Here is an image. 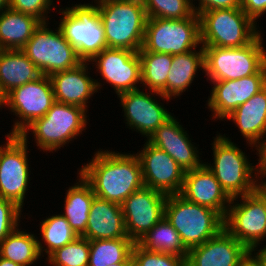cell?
<instances>
[{"instance_id":"f35d334b","label":"cell","mask_w":266,"mask_h":266,"mask_svg":"<svg viewBox=\"0 0 266 266\" xmlns=\"http://www.w3.org/2000/svg\"><path fill=\"white\" fill-rule=\"evenodd\" d=\"M194 1L191 0V3L194 12L197 15L215 9L240 8V0H198V7L193 4Z\"/></svg>"},{"instance_id":"9c48e42d","label":"cell","mask_w":266,"mask_h":266,"mask_svg":"<svg viewBox=\"0 0 266 266\" xmlns=\"http://www.w3.org/2000/svg\"><path fill=\"white\" fill-rule=\"evenodd\" d=\"M200 18L193 14L184 19L148 18L142 48L138 52L183 54L198 48Z\"/></svg>"},{"instance_id":"5b68a950","label":"cell","mask_w":266,"mask_h":266,"mask_svg":"<svg viewBox=\"0 0 266 266\" xmlns=\"http://www.w3.org/2000/svg\"><path fill=\"white\" fill-rule=\"evenodd\" d=\"M86 113L80 106L55 101L43 117L34 120L19 136L28 139L30 131L39 149L56 152L86 130L89 120Z\"/></svg>"},{"instance_id":"7402d4cb","label":"cell","mask_w":266,"mask_h":266,"mask_svg":"<svg viewBox=\"0 0 266 266\" xmlns=\"http://www.w3.org/2000/svg\"><path fill=\"white\" fill-rule=\"evenodd\" d=\"M88 61L76 67L52 74L50 77L55 101L80 106L87 110L88 100L101 88V83L88 74Z\"/></svg>"},{"instance_id":"f6af8a7d","label":"cell","mask_w":266,"mask_h":266,"mask_svg":"<svg viewBox=\"0 0 266 266\" xmlns=\"http://www.w3.org/2000/svg\"><path fill=\"white\" fill-rule=\"evenodd\" d=\"M9 8V0H0V12Z\"/></svg>"},{"instance_id":"1f68e13d","label":"cell","mask_w":266,"mask_h":266,"mask_svg":"<svg viewBox=\"0 0 266 266\" xmlns=\"http://www.w3.org/2000/svg\"><path fill=\"white\" fill-rule=\"evenodd\" d=\"M135 242L130 238L101 239L89 241L88 266H108L123 261H133Z\"/></svg>"},{"instance_id":"f1b7e54d","label":"cell","mask_w":266,"mask_h":266,"mask_svg":"<svg viewBox=\"0 0 266 266\" xmlns=\"http://www.w3.org/2000/svg\"><path fill=\"white\" fill-rule=\"evenodd\" d=\"M18 227L0 242V257L21 266H31L40 259L38 237Z\"/></svg>"},{"instance_id":"5bb4252c","label":"cell","mask_w":266,"mask_h":266,"mask_svg":"<svg viewBox=\"0 0 266 266\" xmlns=\"http://www.w3.org/2000/svg\"><path fill=\"white\" fill-rule=\"evenodd\" d=\"M166 199V194L144 186L121 204L130 239L138 242L164 217Z\"/></svg>"},{"instance_id":"e575fe53","label":"cell","mask_w":266,"mask_h":266,"mask_svg":"<svg viewBox=\"0 0 266 266\" xmlns=\"http://www.w3.org/2000/svg\"><path fill=\"white\" fill-rule=\"evenodd\" d=\"M148 18L184 19L195 12L191 0H142Z\"/></svg>"},{"instance_id":"6da1fadb","label":"cell","mask_w":266,"mask_h":266,"mask_svg":"<svg viewBox=\"0 0 266 266\" xmlns=\"http://www.w3.org/2000/svg\"><path fill=\"white\" fill-rule=\"evenodd\" d=\"M79 173L91 185L95 196L120 205L145 186L141 164L134 153L98 150Z\"/></svg>"},{"instance_id":"d590c367","label":"cell","mask_w":266,"mask_h":266,"mask_svg":"<svg viewBox=\"0 0 266 266\" xmlns=\"http://www.w3.org/2000/svg\"><path fill=\"white\" fill-rule=\"evenodd\" d=\"M134 266H187L186 258L148 251L135 242L132 249Z\"/></svg>"},{"instance_id":"f546056e","label":"cell","mask_w":266,"mask_h":266,"mask_svg":"<svg viewBox=\"0 0 266 266\" xmlns=\"http://www.w3.org/2000/svg\"><path fill=\"white\" fill-rule=\"evenodd\" d=\"M137 243L148 251L187 258L188 250L182 243L179 233L165 217H163Z\"/></svg>"},{"instance_id":"836d02e7","label":"cell","mask_w":266,"mask_h":266,"mask_svg":"<svg viewBox=\"0 0 266 266\" xmlns=\"http://www.w3.org/2000/svg\"><path fill=\"white\" fill-rule=\"evenodd\" d=\"M89 253V240L79 236L74 241L57 249L46 259L48 264L53 266H88Z\"/></svg>"},{"instance_id":"d6a6232c","label":"cell","mask_w":266,"mask_h":266,"mask_svg":"<svg viewBox=\"0 0 266 266\" xmlns=\"http://www.w3.org/2000/svg\"><path fill=\"white\" fill-rule=\"evenodd\" d=\"M39 229L43 242L47 247L45 248V245L42 246L43 243L38 240L39 253L43 257V252L47 253L46 255L49 257L57 249L79 237L62 214H54L42 220Z\"/></svg>"},{"instance_id":"cb8c5ba5","label":"cell","mask_w":266,"mask_h":266,"mask_svg":"<svg viewBox=\"0 0 266 266\" xmlns=\"http://www.w3.org/2000/svg\"><path fill=\"white\" fill-rule=\"evenodd\" d=\"M226 119L236 124L249 146L256 147L258 152V148L266 141V87L241 104Z\"/></svg>"},{"instance_id":"ba28073f","label":"cell","mask_w":266,"mask_h":266,"mask_svg":"<svg viewBox=\"0 0 266 266\" xmlns=\"http://www.w3.org/2000/svg\"><path fill=\"white\" fill-rule=\"evenodd\" d=\"M232 198L224 218V229L249 251L256 248L266 236V188ZM237 201V202H235ZM261 241V243H260Z\"/></svg>"},{"instance_id":"7bdbcfd3","label":"cell","mask_w":266,"mask_h":266,"mask_svg":"<svg viewBox=\"0 0 266 266\" xmlns=\"http://www.w3.org/2000/svg\"><path fill=\"white\" fill-rule=\"evenodd\" d=\"M241 266H261L257 260L250 254L242 263Z\"/></svg>"},{"instance_id":"8fae6325","label":"cell","mask_w":266,"mask_h":266,"mask_svg":"<svg viewBox=\"0 0 266 266\" xmlns=\"http://www.w3.org/2000/svg\"><path fill=\"white\" fill-rule=\"evenodd\" d=\"M59 13L63 17L58 26L82 61L89 62L107 48L99 13L90 3L75 4L65 10L60 8Z\"/></svg>"},{"instance_id":"8d00e7d4","label":"cell","mask_w":266,"mask_h":266,"mask_svg":"<svg viewBox=\"0 0 266 266\" xmlns=\"http://www.w3.org/2000/svg\"><path fill=\"white\" fill-rule=\"evenodd\" d=\"M22 209L13 201L0 197V242L19 227Z\"/></svg>"},{"instance_id":"9a60e30c","label":"cell","mask_w":266,"mask_h":266,"mask_svg":"<svg viewBox=\"0 0 266 266\" xmlns=\"http://www.w3.org/2000/svg\"><path fill=\"white\" fill-rule=\"evenodd\" d=\"M137 89L118 95L120 104L124 111L125 122L131 129H136L147 140L172 114L168 112L155 95L162 100H170L159 92H143ZM153 95V96H152ZM161 104V105H160Z\"/></svg>"},{"instance_id":"ee69618b","label":"cell","mask_w":266,"mask_h":266,"mask_svg":"<svg viewBox=\"0 0 266 266\" xmlns=\"http://www.w3.org/2000/svg\"><path fill=\"white\" fill-rule=\"evenodd\" d=\"M0 266H21V265L16 264L6 258L0 257Z\"/></svg>"},{"instance_id":"ab89813d","label":"cell","mask_w":266,"mask_h":266,"mask_svg":"<svg viewBox=\"0 0 266 266\" xmlns=\"http://www.w3.org/2000/svg\"><path fill=\"white\" fill-rule=\"evenodd\" d=\"M240 8L255 23L266 12V0H240Z\"/></svg>"},{"instance_id":"52a82bcc","label":"cell","mask_w":266,"mask_h":266,"mask_svg":"<svg viewBox=\"0 0 266 266\" xmlns=\"http://www.w3.org/2000/svg\"><path fill=\"white\" fill-rule=\"evenodd\" d=\"M261 34L238 48L203 47L205 76L210 81L238 80L258 73L266 65Z\"/></svg>"},{"instance_id":"83f0119b","label":"cell","mask_w":266,"mask_h":266,"mask_svg":"<svg viewBox=\"0 0 266 266\" xmlns=\"http://www.w3.org/2000/svg\"><path fill=\"white\" fill-rule=\"evenodd\" d=\"M198 69H203V72L205 69L202 45L198 51L194 49L183 54L173 55L167 77V98H176L185 92L196 77Z\"/></svg>"},{"instance_id":"ac0fdd59","label":"cell","mask_w":266,"mask_h":266,"mask_svg":"<svg viewBox=\"0 0 266 266\" xmlns=\"http://www.w3.org/2000/svg\"><path fill=\"white\" fill-rule=\"evenodd\" d=\"M208 109L214 119L225 120L236 108L266 87V65L256 74L238 80L211 81Z\"/></svg>"},{"instance_id":"bcb514c9","label":"cell","mask_w":266,"mask_h":266,"mask_svg":"<svg viewBox=\"0 0 266 266\" xmlns=\"http://www.w3.org/2000/svg\"><path fill=\"white\" fill-rule=\"evenodd\" d=\"M108 266H134L133 261H123L121 263H116L113 265H108Z\"/></svg>"},{"instance_id":"60d3db41","label":"cell","mask_w":266,"mask_h":266,"mask_svg":"<svg viewBox=\"0 0 266 266\" xmlns=\"http://www.w3.org/2000/svg\"><path fill=\"white\" fill-rule=\"evenodd\" d=\"M258 166H259V177L258 178H266V141L258 148ZM259 179L260 187L266 188V180ZM264 180V181H263ZM261 181V182H260Z\"/></svg>"},{"instance_id":"e0dca14e","label":"cell","mask_w":266,"mask_h":266,"mask_svg":"<svg viewBox=\"0 0 266 266\" xmlns=\"http://www.w3.org/2000/svg\"><path fill=\"white\" fill-rule=\"evenodd\" d=\"M137 156L146 187L166 195L179 194L183 187L185 171L164 150L145 142Z\"/></svg>"},{"instance_id":"30bf717a","label":"cell","mask_w":266,"mask_h":266,"mask_svg":"<svg viewBox=\"0 0 266 266\" xmlns=\"http://www.w3.org/2000/svg\"><path fill=\"white\" fill-rule=\"evenodd\" d=\"M48 24L41 23L21 49L45 76L72 69L82 62L62 30L57 27L54 32Z\"/></svg>"},{"instance_id":"d4e9b609","label":"cell","mask_w":266,"mask_h":266,"mask_svg":"<svg viewBox=\"0 0 266 266\" xmlns=\"http://www.w3.org/2000/svg\"><path fill=\"white\" fill-rule=\"evenodd\" d=\"M41 75L36 65L21 49L0 50V89L5 96Z\"/></svg>"},{"instance_id":"ffe728a7","label":"cell","mask_w":266,"mask_h":266,"mask_svg":"<svg viewBox=\"0 0 266 266\" xmlns=\"http://www.w3.org/2000/svg\"><path fill=\"white\" fill-rule=\"evenodd\" d=\"M179 123L175 116H171L147 141L164 150L185 172L200 168L204 163L199 159L198 148L191 143L187 131Z\"/></svg>"},{"instance_id":"603a6c76","label":"cell","mask_w":266,"mask_h":266,"mask_svg":"<svg viewBox=\"0 0 266 266\" xmlns=\"http://www.w3.org/2000/svg\"><path fill=\"white\" fill-rule=\"evenodd\" d=\"M82 237L89 241L129 238L121 205L95 196Z\"/></svg>"},{"instance_id":"44dd1931","label":"cell","mask_w":266,"mask_h":266,"mask_svg":"<svg viewBox=\"0 0 266 266\" xmlns=\"http://www.w3.org/2000/svg\"><path fill=\"white\" fill-rule=\"evenodd\" d=\"M179 194L190 202L217 211L223 218L231 202V198L205 164L185 172L183 187Z\"/></svg>"},{"instance_id":"2e32d148","label":"cell","mask_w":266,"mask_h":266,"mask_svg":"<svg viewBox=\"0 0 266 266\" xmlns=\"http://www.w3.org/2000/svg\"><path fill=\"white\" fill-rule=\"evenodd\" d=\"M89 62H95L105 83L113 86L117 95L139 89L141 62L138 52L127 49L105 48Z\"/></svg>"},{"instance_id":"7c38bea8","label":"cell","mask_w":266,"mask_h":266,"mask_svg":"<svg viewBox=\"0 0 266 266\" xmlns=\"http://www.w3.org/2000/svg\"><path fill=\"white\" fill-rule=\"evenodd\" d=\"M55 102L54 91L49 76L41 75L10 91L5 96V106L19 120L14 123L12 132L7 135H20L34 120L43 117Z\"/></svg>"},{"instance_id":"7dc6e473","label":"cell","mask_w":266,"mask_h":266,"mask_svg":"<svg viewBox=\"0 0 266 266\" xmlns=\"http://www.w3.org/2000/svg\"><path fill=\"white\" fill-rule=\"evenodd\" d=\"M2 106H5V95H4V93L0 89V108Z\"/></svg>"},{"instance_id":"484cf974","label":"cell","mask_w":266,"mask_h":266,"mask_svg":"<svg viewBox=\"0 0 266 266\" xmlns=\"http://www.w3.org/2000/svg\"><path fill=\"white\" fill-rule=\"evenodd\" d=\"M42 22L10 8L0 12V50H20Z\"/></svg>"},{"instance_id":"d6986e66","label":"cell","mask_w":266,"mask_h":266,"mask_svg":"<svg viewBox=\"0 0 266 266\" xmlns=\"http://www.w3.org/2000/svg\"><path fill=\"white\" fill-rule=\"evenodd\" d=\"M250 251L225 229L187 252V266H241Z\"/></svg>"},{"instance_id":"277c9868","label":"cell","mask_w":266,"mask_h":266,"mask_svg":"<svg viewBox=\"0 0 266 266\" xmlns=\"http://www.w3.org/2000/svg\"><path fill=\"white\" fill-rule=\"evenodd\" d=\"M164 217L179 233L187 250L203 244L224 229V218L217 211L190 202L180 194L167 195Z\"/></svg>"},{"instance_id":"4dcf8cb0","label":"cell","mask_w":266,"mask_h":266,"mask_svg":"<svg viewBox=\"0 0 266 266\" xmlns=\"http://www.w3.org/2000/svg\"><path fill=\"white\" fill-rule=\"evenodd\" d=\"M141 62V84L150 91L167 97V77L173 55L154 52H138Z\"/></svg>"},{"instance_id":"4fadbf2b","label":"cell","mask_w":266,"mask_h":266,"mask_svg":"<svg viewBox=\"0 0 266 266\" xmlns=\"http://www.w3.org/2000/svg\"><path fill=\"white\" fill-rule=\"evenodd\" d=\"M6 144L0 146V197L24 205L30 179L28 140L19 135H6Z\"/></svg>"},{"instance_id":"74e56055","label":"cell","mask_w":266,"mask_h":266,"mask_svg":"<svg viewBox=\"0 0 266 266\" xmlns=\"http://www.w3.org/2000/svg\"><path fill=\"white\" fill-rule=\"evenodd\" d=\"M53 4V0H9L10 9L32 15L42 23L48 22L47 14Z\"/></svg>"},{"instance_id":"4316f807","label":"cell","mask_w":266,"mask_h":266,"mask_svg":"<svg viewBox=\"0 0 266 266\" xmlns=\"http://www.w3.org/2000/svg\"><path fill=\"white\" fill-rule=\"evenodd\" d=\"M79 179L69 187L65 196L64 213L62 214L78 236H82L87 227L90 207L95 194L91 185L78 173Z\"/></svg>"},{"instance_id":"7a4b0ae2","label":"cell","mask_w":266,"mask_h":266,"mask_svg":"<svg viewBox=\"0 0 266 266\" xmlns=\"http://www.w3.org/2000/svg\"><path fill=\"white\" fill-rule=\"evenodd\" d=\"M96 3L90 5L99 13L107 48L138 52L143 46L148 19L142 0H98Z\"/></svg>"},{"instance_id":"3957f363","label":"cell","mask_w":266,"mask_h":266,"mask_svg":"<svg viewBox=\"0 0 266 266\" xmlns=\"http://www.w3.org/2000/svg\"><path fill=\"white\" fill-rule=\"evenodd\" d=\"M212 144L214 163L204 164L227 195L232 199L255 192L260 187L258 163L252 165L245 153L225 134L216 135Z\"/></svg>"},{"instance_id":"b9f144b4","label":"cell","mask_w":266,"mask_h":266,"mask_svg":"<svg viewBox=\"0 0 266 266\" xmlns=\"http://www.w3.org/2000/svg\"><path fill=\"white\" fill-rule=\"evenodd\" d=\"M250 254L257 260V262L261 266H266V245L264 248H260V250H258L257 252L250 251Z\"/></svg>"},{"instance_id":"8992f818","label":"cell","mask_w":266,"mask_h":266,"mask_svg":"<svg viewBox=\"0 0 266 266\" xmlns=\"http://www.w3.org/2000/svg\"><path fill=\"white\" fill-rule=\"evenodd\" d=\"M200 42L203 47L238 48L253 42L261 33L241 8L202 12Z\"/></svg>"}]
</instances>
